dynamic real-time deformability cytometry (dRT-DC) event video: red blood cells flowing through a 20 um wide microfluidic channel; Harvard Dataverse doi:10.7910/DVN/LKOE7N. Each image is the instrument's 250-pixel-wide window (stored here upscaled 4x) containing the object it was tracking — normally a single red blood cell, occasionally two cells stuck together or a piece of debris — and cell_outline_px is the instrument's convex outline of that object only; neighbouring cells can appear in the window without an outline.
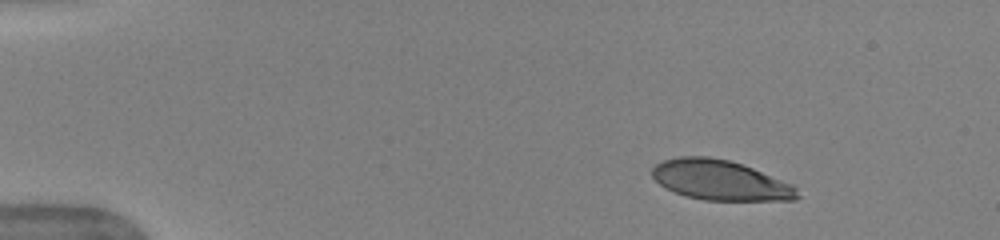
{"species": "human", "species_latin": "Homo sapiens", "temperature_condition": "warm", "stored_images_in_passage": 42, "camera_frame_rate_fps": 3000, "um_per_image_px": 0.085, "donor": {"sex": "female"}, "frame": {"image": 1, "passage_image": 1, "time_ms": 0.0, "image_size_px": [1000, 240], "cell_outline_px": [[800, 196], [796, 200], [704, 200], [688, 196], [676, 192], [660, 184], [652, 176], [652, 168], [656, 164], [664, 160], [680, 156], [708, 156], [728, 160], [752, 168], [792, 184], [796, 188]], "centroid_in_image_um": [61.23, 15.31], "position_along_channel_um": 23.8, "area_um2": 33.47}}
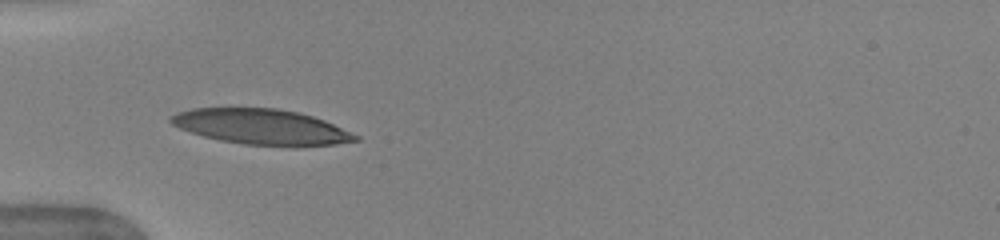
{"frame": {"image": 2, "passage_image": 11, "time_ms": 3.333, "image_size_px": [1000, 240], "cell_outline_px": [[360, 140], [336, 144], [244, 144], [220, 140], [204, 136], [180, 128], [172, 124], [168, 120], [176, 112], [192, 108], [276, 108], [300, 112], [324, 120], [360, 136]], "centroid_in_image_um": [22.18, 10.74], "position_along_channel_um": 62.8, "area_um2": 37.17}}
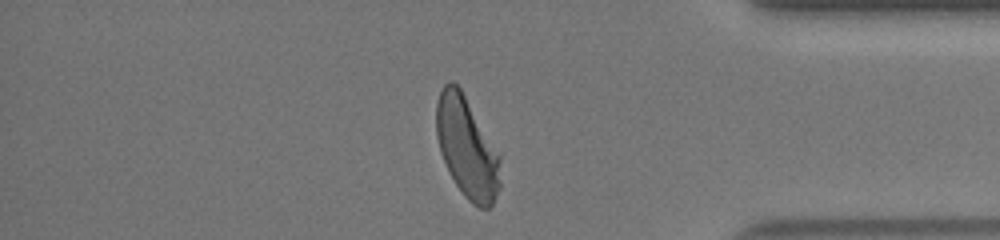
{"frame": {"image": 3, "passage_image": 38, "time_ms": 12.333, "image_size_px": [1000, 240], "cell_outline_px": [[500, 188], [492, 204], [488, 208], [480, 208], [472, 204], [464, 196], [456, 184], [440, 152], [436, 136], [436, 104], [440, 92], [444, 84], [448, 80], [452, 80], [460, 88], [500, 152]], "centroid_in_image_um": [39.7, 12.53], "position_along_channel_um": 395.5, "area_um2": 37.74}, "authors_computed_cell_mechanics": {"area_um2": 37.8012, "velocity_mm_per_s": 3.9401, "shape_relaxation_time_tau1_ms": 3.647, "shape_relaxation_time_tau2_ms": null, "deformation_change_tau1": 0.1916, "deformation_change_tau2": null}}